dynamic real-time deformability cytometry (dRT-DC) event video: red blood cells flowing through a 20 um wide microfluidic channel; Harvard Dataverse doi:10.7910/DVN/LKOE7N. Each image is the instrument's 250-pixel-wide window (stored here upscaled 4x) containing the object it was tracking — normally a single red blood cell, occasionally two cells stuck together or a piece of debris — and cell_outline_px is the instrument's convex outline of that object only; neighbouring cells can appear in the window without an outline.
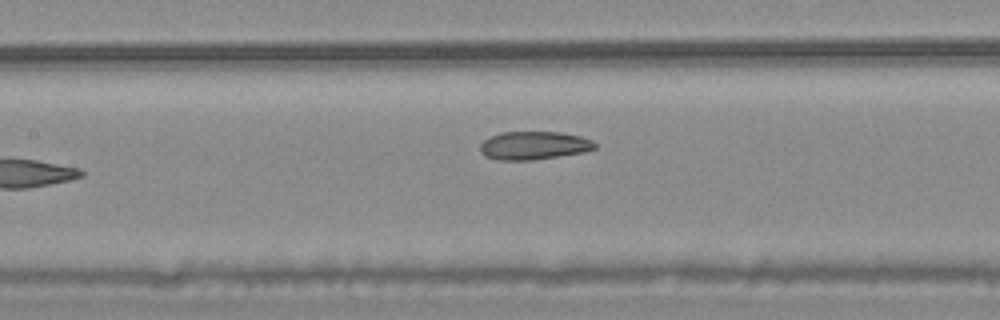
{"species": "common noctule bat (a hibernating species)", "species_latin": "Nyctalus noctula", "temperature_condition": "warm", "stored_images_in_passage": 8, "camera_frame_rate_fps": 3000, "um_per_image_px": 0.085, "animal": {"sex": "male", "body_mass_g": 20.4}, "frame": {"image": 1, "passage_image": 7, "time_ms": 2.0, "image_size_px": [1000, 320], "cell_outline_px": [[596, 148], [584, 152], [532, 160], [496, 160], [484, 156], [480, 152], [480, 144], [484, 140], [492, 136], [504, 132], [560, 132], [580, 136], [592, 140], [596, 144]], "centroid_in_image_um": [45.37, 12.37], "position_along_channel_um": 162.0, "area_um2": 18.84}}
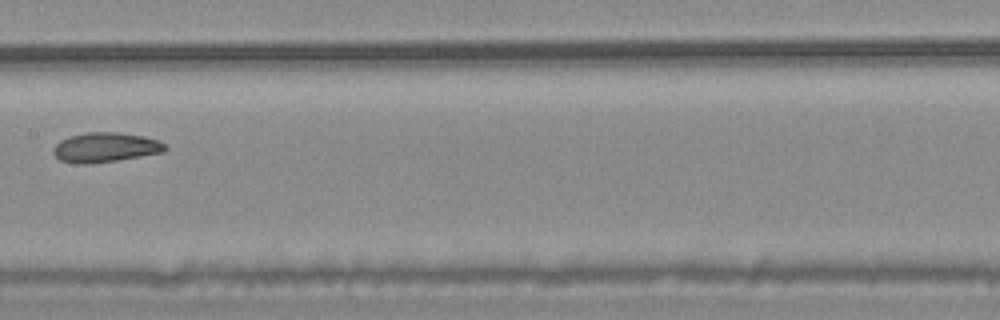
{"frame": {"image": 2, "passage_image": 8, "time_ms": 2.333, "image_size_px": [1000, 320], "cell_outline_px": [[168, 148], [164, 152], [116, 160], [88, 164], [80, 164], [60, 160], [52, 152], [52, 148], [60, 140], [72, 136], [88, 132], [120, 132], [144, 136], [156, 140], [164, 144]], "centroid_in_image_um": [8.95, 12.52], "position_along_channel_um": 198.5, "area_um2": 19.19}}